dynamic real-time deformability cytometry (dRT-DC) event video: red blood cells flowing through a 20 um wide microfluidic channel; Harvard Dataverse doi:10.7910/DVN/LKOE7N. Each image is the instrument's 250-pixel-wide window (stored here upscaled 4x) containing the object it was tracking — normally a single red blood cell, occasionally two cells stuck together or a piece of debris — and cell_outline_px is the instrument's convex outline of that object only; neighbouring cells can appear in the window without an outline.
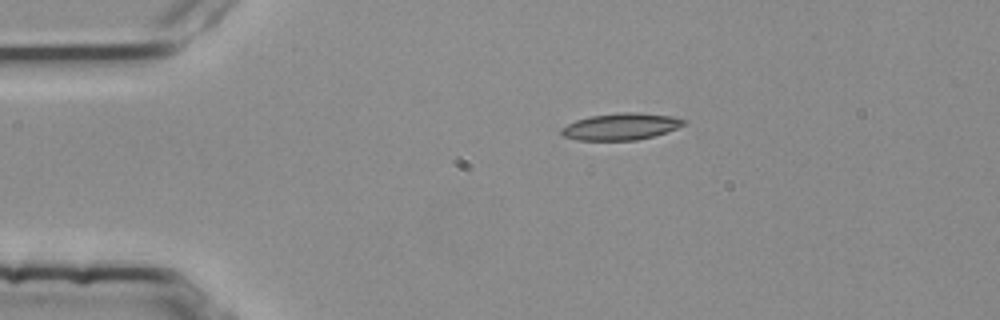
{"species": "common noctule bat (a hibernating species)", "species_latin": "Nyctalus noctula", "temperature_condition": "room temperature", "stored_images_in_passage": 5, "camera_frame_rate_fps": 3000, "um_per_image_px": 0.085, "animal": {"sex": "female", "body_mass_g": 25.1}, "frame": {"image": 1, "passage_image": 5, "time_ms": 1.333, "image_size_px": [1000, 320], "cell_outline_px": [[684, 124], [676, 128], [652, 136], [636, 140], [576, 140], [560, 136], [560, 128], [576, 120], [588, 116], [620, 112], [636, 112], [668, 116], [684, 120]], "centroid_in_image_um": [52.66, 10.76], "position_along_channel_um": 32.3, "area_um2": 18.9}}